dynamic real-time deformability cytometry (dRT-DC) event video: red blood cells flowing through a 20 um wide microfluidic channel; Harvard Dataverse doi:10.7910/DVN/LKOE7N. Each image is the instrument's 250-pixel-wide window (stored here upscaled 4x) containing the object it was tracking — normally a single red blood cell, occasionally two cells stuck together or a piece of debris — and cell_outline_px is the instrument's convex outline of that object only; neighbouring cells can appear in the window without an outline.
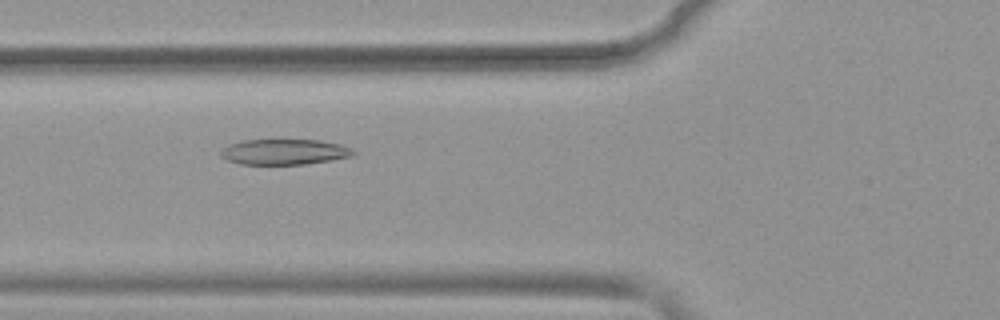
{"species": "common noctule bat (a hibernating species)", "species_latin": "Nyctalus noctula", "temperature_condition": "warm", "stored_images_in_passage": 52, "camera_frame_rate_fps": 3000, "um_per_image_px": 0.085, "animal": {"sex": "female", "body_mass_g": 19.9}, "frame": {"image": 1, "passage_image": 20, "time_ms": 6.333, "image_size_px": [1000, 320], "cell_outline_px": [[356, 152], [352, 156], [332, 160], [304, 164], [240, 164], [228, 160], [220, 156], [220, 152], [228, 144], [244, 140], [280, 136], [320, 140], [340, 144], [352, 148]], "centroid_in_image_um": [24.17, 12.85], "position_along_channel_um": 101.6, "area_um2": 20.81}}
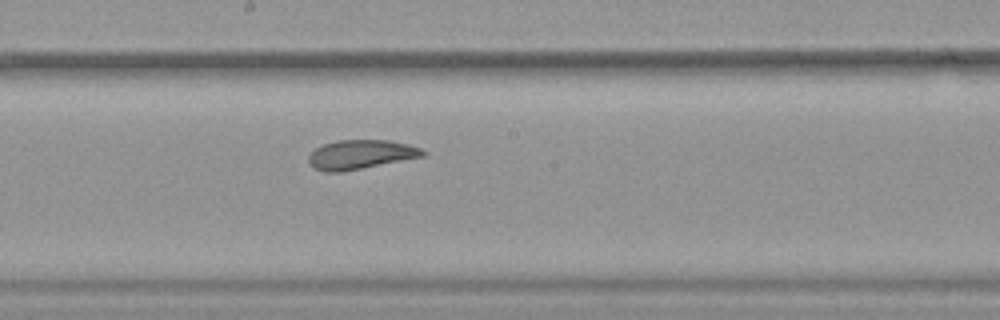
{"frame": {"image": 2, "passage_image": 29, "time_ms": 9.333, "image_size_px": [1000, 320], "cell_outline_px": [[428, 152], [424, 156], [340, 172], [324, 172], [312, 168], [308, 164], [308, 156], [316, 148], [324, 144], [336, 140], [388, 140], [408, 144], [420, 148]], "centroid_in_image_um": [30.62, 13.13], "position_along_channel_um": 217.6, "area_um2": 19.42}}
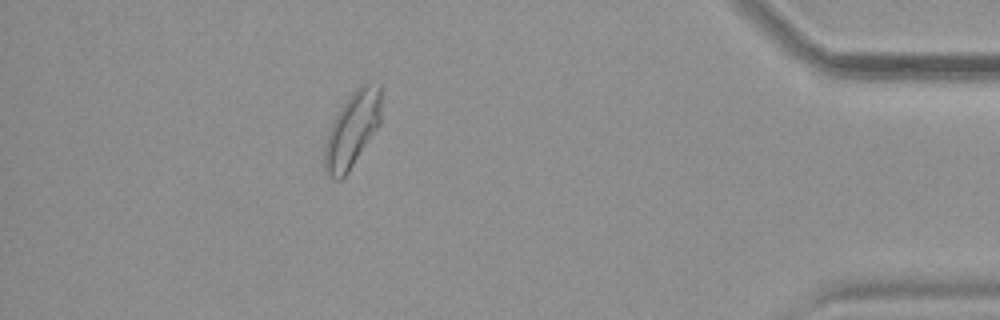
{"frame": {"image": 3, "passage_image": 47, "time_ms": 15.333, "image_size_px": [1000, 320], "cell_outline_px": [[380, 124], [348, 172], [340, 180], [336, 180], [328, 176], [324, 172], [324, 144], [328, 132], [340, 108], [348, 96], [360, 84], [368, 80], [380, 84]], "centroid_in_image_um": [29.93, 11.0], "position_along_channel_um": 405.3, "area_um2": 24.97}, "authors_computed_cell_mechanics": {"area_um2": 22.6865, "velocity_mm_per_s": 3.8776, "shape_relaxation_time_tau1_ms": null, "shape_relaxation_time_tau2_ms": 2.4888, "deformation_change_tau1": null, "deformation_change_tau2": 0.0918}}